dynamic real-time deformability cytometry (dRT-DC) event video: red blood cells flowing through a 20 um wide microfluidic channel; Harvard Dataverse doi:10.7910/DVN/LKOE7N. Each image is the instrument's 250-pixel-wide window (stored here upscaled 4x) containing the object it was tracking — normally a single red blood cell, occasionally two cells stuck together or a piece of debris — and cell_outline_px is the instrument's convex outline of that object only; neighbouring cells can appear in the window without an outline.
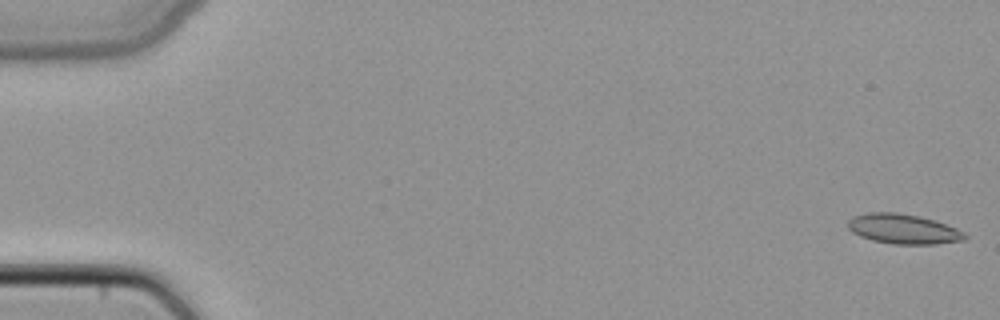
{"species": "common noctule bat (a hibernating species)", "species_latin": "Nyctalus noctula", "temperature_condition": "cold", "stored_images_in_passage": 49, "camera_frame_rate_fps": 3000, "um_per_image_px": 0.085, "animal": {"sex": "female", "body_mass_g": 22.7, "forearm_length_mm": 54.2}, "frame": {"image": 1, "passage_image": 1, "time_ms": 0.0, "image_size_px": [1000, 320], "cell_outline_px": [[968, 236], [964, 240], [936, 244], [896, 244], [872, 240], [860, 236], [852, 232], [848, 228], [848, 220], [852, 216], [868, 212], [896, 212], [920, 216], [936, 220], [956, 228], [964, 232]], "centroid_in_image_um": [76.78, 19.45], "position_along_channel_um": 8.2, "area_um2": 20.46}}
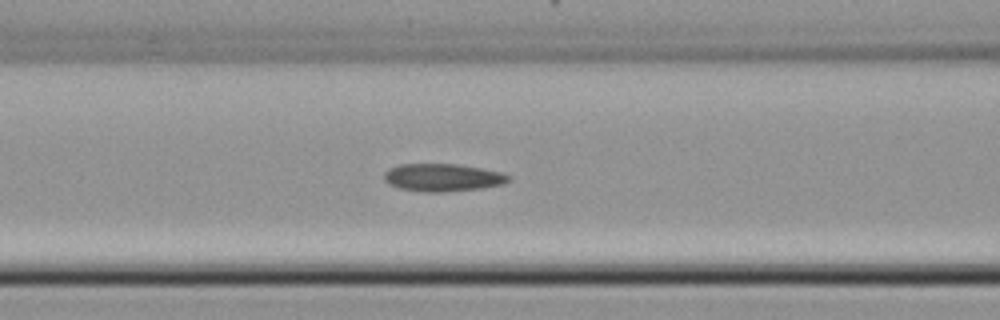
{"frame": {"image": 2, "passage_image": 21, "time_ms": 6.667, "image_size_px": [1000, 320], "cell_outline_px": [[512, 180], [504, 184], [480, 188], [444, 192], [424, 192], [400, 188], [388, 184], [384, 180], [384, 172], [388, 168], [400, 164], [460, 164], [504, 172], [512, 176]], "centroid_in_image_um": [37.67, 15.08], "position_along_channel_um": 128.9, "area_um2": 20.4}}
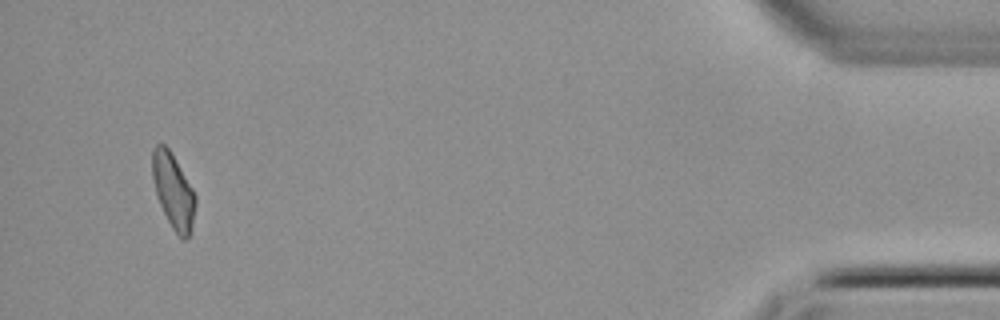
{"frame": {"image": 3, "passage_image": 47, "time_ms": 15.333, "image_size_px": [1000, 320], "cell_outline_px": [[196, 204], [192, 232], [184, 240], [180, 240], [172, 228], [156, 196], [152, 176], [152, 148], [156, 144], [164, 144], [168, 148], [192, 188], [196, 196]], "centroid_in_image_um": [14.73, 16.28], "position_along_channel_um": 420.5, "area_um2": 18.84}}